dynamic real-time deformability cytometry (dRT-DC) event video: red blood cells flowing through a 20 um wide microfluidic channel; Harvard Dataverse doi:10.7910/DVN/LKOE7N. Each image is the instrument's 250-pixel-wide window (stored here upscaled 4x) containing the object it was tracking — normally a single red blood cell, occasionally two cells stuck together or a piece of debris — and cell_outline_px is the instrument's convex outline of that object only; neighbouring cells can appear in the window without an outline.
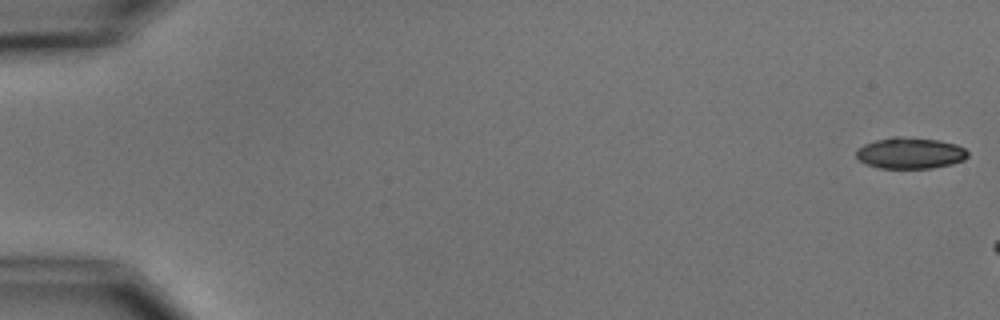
{"species": "common noctule bat (a hibernating species)", "species_latin": "Nyctalus noctula", "temperature_condition": "cold", "stored_images_in_passage": 3, "camera_frame_rate_fps": 3000, "um_per_image_px": 0.085, "animal": {"sex": "male", "body_mass_g": 15.6}, "frame": {"image": 1, "passage_image": 1, "time_ms": 0.0, "image_size_px": [1000, 320], "cell_outline_px": [[968, 156], [964, 160], [952, 164], [932, 168], [880, 168], [868, 164], [860, 160], [856, 156], [856, 148], [864, 144], [876, 140], [892, 136], [900, 136], [940, 140], [956, 144], [964, 148], [968, 152]], "centroid_in_image_um": [77.38, 13.0], "position_along_channel_um": 7.6, "area_um2": 20.4}}